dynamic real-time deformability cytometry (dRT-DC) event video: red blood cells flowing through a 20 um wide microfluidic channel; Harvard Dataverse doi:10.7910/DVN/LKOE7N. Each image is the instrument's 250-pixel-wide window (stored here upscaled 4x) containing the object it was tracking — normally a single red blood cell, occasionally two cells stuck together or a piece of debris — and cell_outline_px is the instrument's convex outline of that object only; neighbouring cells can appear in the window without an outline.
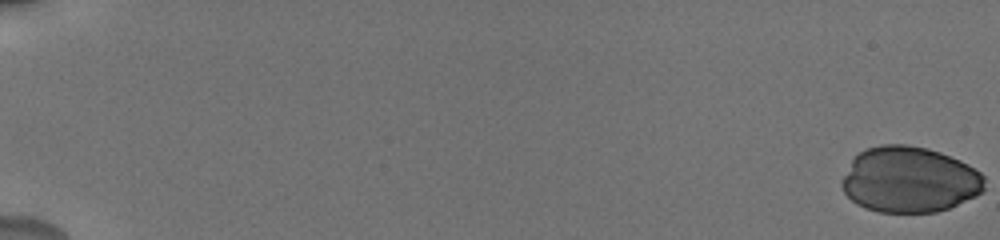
{"species": "human", "species_latin": "Homo sapiens", "temperature_condition": "cold", "stored_images_in_passage": 32, "camera_frame_rate_fps": 3000, "um_per_image_px": 0.085, "donor": {"sex": "male"}, "frame": {"image": 1, "passage_image": 1, "time_ms": 0.0, "image_size_px": [1000, 240], "cell_outline_px": [[984, 192], [976, 196], [948, 208], [936, 212], [880, 212], [864, 208], [856, 204], [844, 192], [840, 184], [840, 180], [852, 160], [860, 152], [868, 148], [880, 144], [904, 144], [928, 148], [940, 152], [960, 160], [968, 164], [980, 172], [984, 176]], "centroid_in_image_um": [77.3, 15.27], "position_along_channel_um": 7.7, "area_um2": 54.97}}
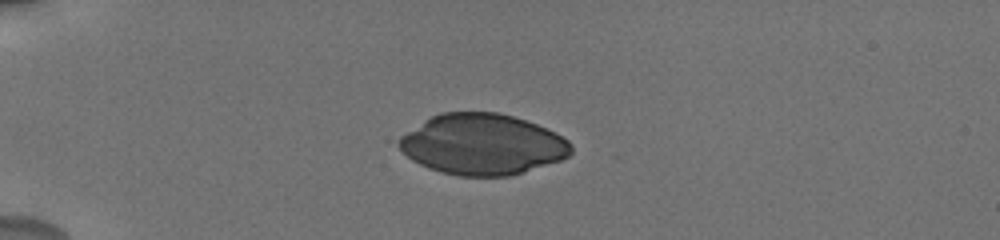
{"frame": {"image": 2, "passage_image": 19, "time_ms": 5.333, "image_size_px": [1000, 240], "cell_outline_px": [[572, 152], [568, 156], [560, 160], [508, 176], [460, 176], [440, 172], [428, 168], [412, 160], [396, 144], [400, 136], [424, 120], [440, 112], [500, 112], [536, 124], [556, 132], [568, 140], [572, 144]], "centroid_in_image_um": [40.99, 12.26], "position_along_channel_um": 44.0, "area_um2": 60.86}}